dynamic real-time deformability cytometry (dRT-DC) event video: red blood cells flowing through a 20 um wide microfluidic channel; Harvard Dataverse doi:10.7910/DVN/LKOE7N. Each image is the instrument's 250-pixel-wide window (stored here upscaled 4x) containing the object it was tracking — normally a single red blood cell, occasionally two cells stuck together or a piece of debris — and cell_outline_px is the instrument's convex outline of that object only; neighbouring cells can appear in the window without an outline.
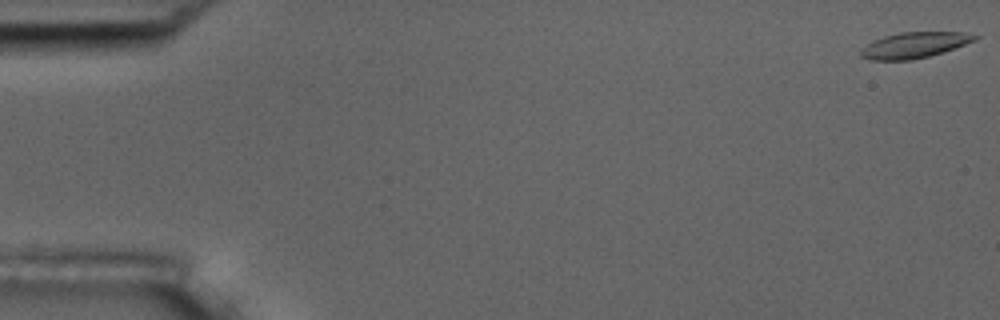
{"species": "common noctule bat (a hibernating species)", "species_latin": "Nyctalus noctula", "temperature_condition": "room temperature", "stored_images_in_passage": 7, "camera_frame_rate_fps": 3000, "um_per_image_px": 0.085, "animal": {"sex": "male", "body_mass_g": 17.5, "forearm_length_mm": 52.3}, "frame": {"image": 1, "passage_image": 1, "time_ms": 0.0, "image_size_px": [1000, 320], "cell_outline_px": [[980, 36], [976, 40], [928, 56], [912, 60], [872, 60], [860, 56], [860, 48], [872, 40], [884, 36], [900, 32], [964, 32]], "centroid_in_image_um": [77.65, 3.83], "position_along_channel_um": 7.3, "area_um2": 17.05}}
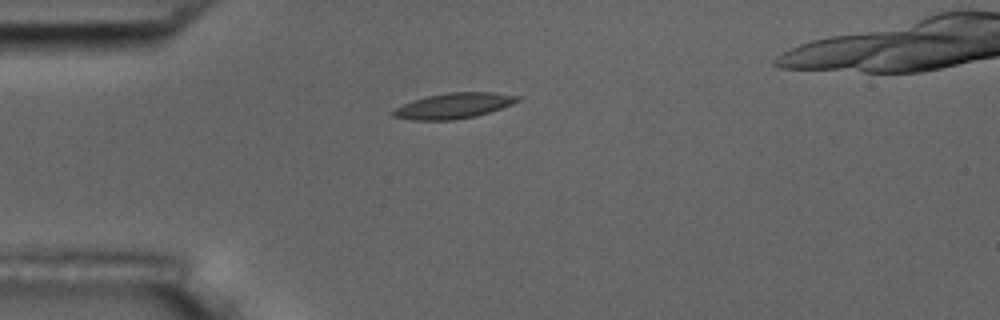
{"frame": {"image": 2, "passage_image": 5, "time_ms": 4.667, "image_size_px": [1000, 320], "cell_outline_px": [[520, 100], [512, 104], [476, 116], [452, 120], [412, 120], [392, 116], [388, 112], [412, 100], [428, 96], [448, 92], [492, 92], [520, 96]], "centroid_in_image_um": [38.53, 8.99], "position_along_channel_um": 46.5, "area_um2": 18.44}}
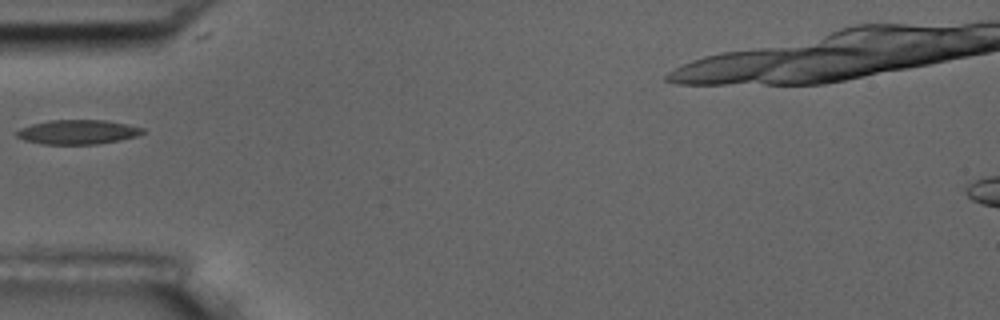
{"frame": {"image": 3, "passage_image": 6, "time_ms": 6.0, "image_size_px": [1000, 320], "cell_outline_px": [[144, 132], [136, 136], [120, 140], [96, 144], [44, 144], [24, 140], [16, 136], [12, 132], [20, 128], [32, 124], [52, 120], [104, 120], [128, 124], [144, 128]], "centroid_in_image_um": [6.58, 11.22], "position_along_channel_um": 78.4, "area_um2": 17.92}}